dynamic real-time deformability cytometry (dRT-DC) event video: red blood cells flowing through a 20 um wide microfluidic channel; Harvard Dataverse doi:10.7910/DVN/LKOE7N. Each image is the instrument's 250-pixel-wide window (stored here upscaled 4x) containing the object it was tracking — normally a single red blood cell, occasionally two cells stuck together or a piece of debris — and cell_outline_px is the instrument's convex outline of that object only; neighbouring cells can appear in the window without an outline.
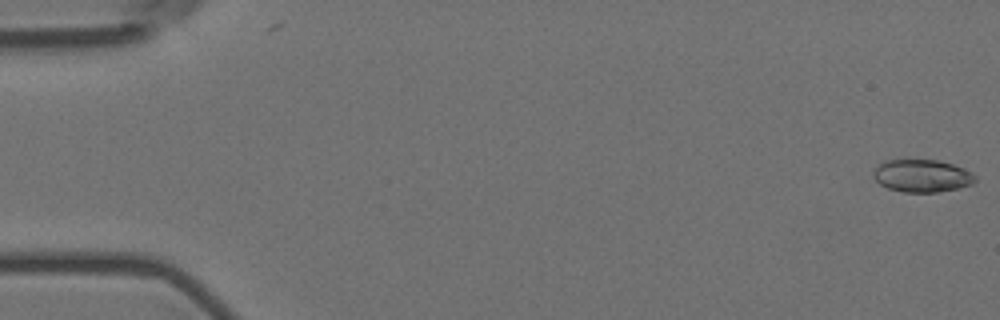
{"species": "Egyptian fruit bat (a non-hibernating species)", "species_latin": "Rousettus aegyptiacus", "temperature_condition": "room temperature", "stored_images_in_passage": 56, "camera_frame_rate_fps": 3000, "um_per_image_px": 0.085, "animal": {"sex": "female"}, "frame": {"image": 1, "passage_image": 1, "time_ms": 0.0, "image_size_px": [1000, 320], "cell_outline_px": [[976, 180], [972, 184], [960, 188], [936, 192], [904, 192], [888, 188], [880, 184], [872, 176], [872, 172], [884, 160], [940, 160], [964, 168], [976, 176]], "centroid_in_image_um": [78.38, 14.94], "position_along_channel_um": 6.6, "area_um2": 19.36}}
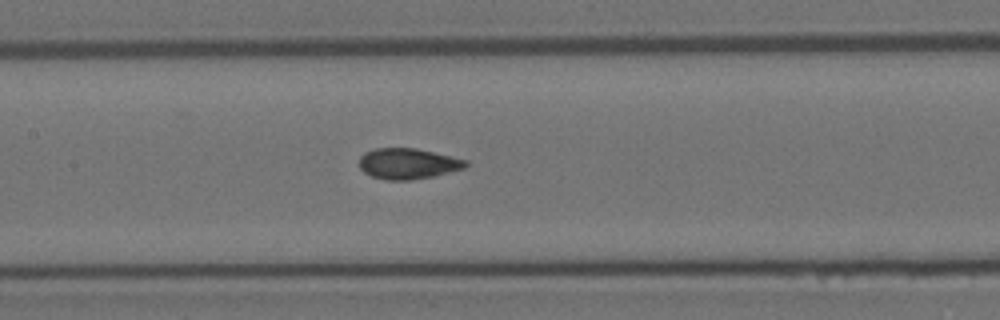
{"frame": {"image": 2, "passage_image": 27, "time_ms": 8.667, "image_size_px": [1000, 320], "cell_outline_px": [[468, 164], [464, 168], [432, 176], [412, 180], [388, 180], [372, 176], [364, 172], [360, 168], [360, 156], [364, 152], [376, 148], [416, 148], [468, 160]], "centroid_in_image_um": [34.66, 13.9], "position_along_channel_um": 172.7, "area_um2": 18.96}}
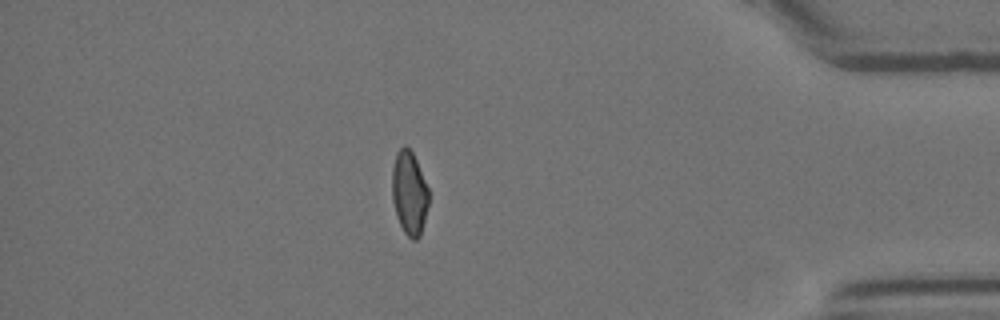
{"frame": {"image": 3, "passage_image": 49, "time_ms": 16.0, "image_size_px": [1000, 320], "cell_outline_px": [[428, 204], [420, 236], [416, 240], [412, 240], [404, 232], [396, 216], [392, 200], [392, 168], [396, 152], [404, 144], [412, 152], [416, 160], [428, 188]], "centroid_in_image_um": [34.77, 16.4], "position_along_channel_um": 400.4, "area_um2": 17.8}, "authors_computed_cell_mechanics": {"area_um2": 19.3052, "velocity_mm_per_s": 3.6311, "shape_relaxation_time_tau1_ms": null, "shape_relaxation_time_tau2_ms": 1.2243, "deformation_change_tau1": null, "deformation_change_tau2": 0.066}}